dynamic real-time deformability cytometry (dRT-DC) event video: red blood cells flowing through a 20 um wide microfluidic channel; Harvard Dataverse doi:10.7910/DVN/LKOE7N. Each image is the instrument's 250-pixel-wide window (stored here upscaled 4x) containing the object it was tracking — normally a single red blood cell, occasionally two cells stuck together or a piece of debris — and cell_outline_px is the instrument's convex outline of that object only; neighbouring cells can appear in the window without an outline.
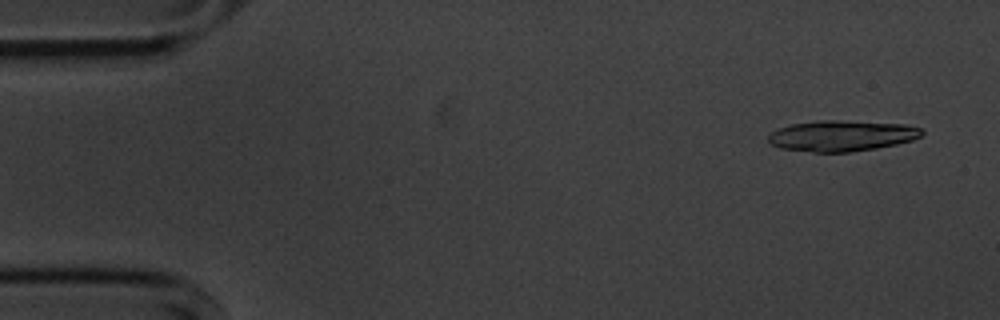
{"species": "common noctule bat (a hibernating species)", "species_latin": "Nyctalus noctula", "temperature_condition": "cold", "stored_images_in_passage": 14, "camera_frame_rate_fps": 3000, "um_per_image_px": 0.085, "animal": {"sex": "male", "body_mass_g": 20.1, "forearm_length_mm": 53.5}, "frame": {"image": 1, "passage_image": 3, "time_ms": 0.667, "image_size_px": [1000, 320], "cell_outline_px": [[924, 132], [920, 136], [912, 140], [896, 144], [876, 148], [848, 152], [812, 152], [780, 148], [772, 144], [768, 140], [768, 136], [772, 132], [780, 128], [792, 124], [820, 120], [836, 120], [904, 124], [920, 128]], "centroid_in_image_um": [71.54, 11.54], "position_along_channel_um": 13.5, "area_um2": 27.34}}